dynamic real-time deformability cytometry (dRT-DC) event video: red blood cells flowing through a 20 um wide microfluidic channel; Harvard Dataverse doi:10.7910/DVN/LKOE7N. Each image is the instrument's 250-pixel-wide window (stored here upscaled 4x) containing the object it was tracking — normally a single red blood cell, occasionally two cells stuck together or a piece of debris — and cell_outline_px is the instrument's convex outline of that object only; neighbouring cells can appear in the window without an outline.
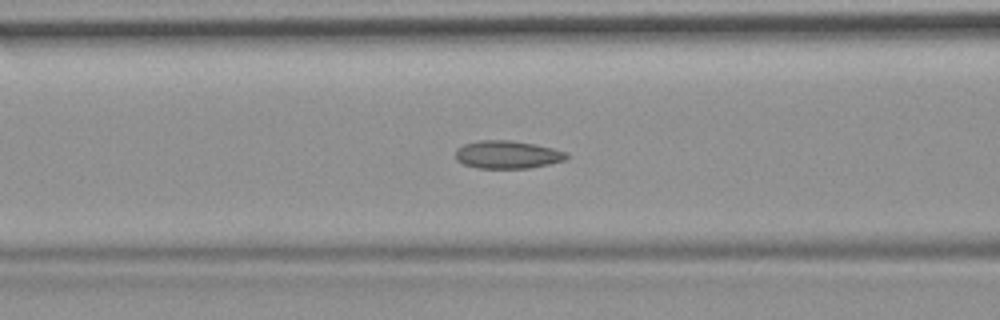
{"species": "common noctule bat (a hibernating species)", "species_latin": "Nyctalus noctula", "temperature_condition": "room temperature", "stored_images_in_passage": 54, "camera_frame_rate_fps": 3000, "um_per_image_px": 0.085, "animal": {"sex": "female", "body_mass_g": 19.9}, "frame": {"image": 1, "passage_image": 21, "time_ms": 6.667, "image_size_px": [1000, 320], "cell_outline_px": [[568, 160], [528, 168], [476, 168], [464, 164], [456, 160], [456, 148], [464, 144], [480, 140], [508, 140], [532, 144], [552, 148], [564, 152], [568, 156]], "centroid_in_image_um": [43.1, 13.15], "position_along_channel_um": 123.5, "area_um2": 17.92}}
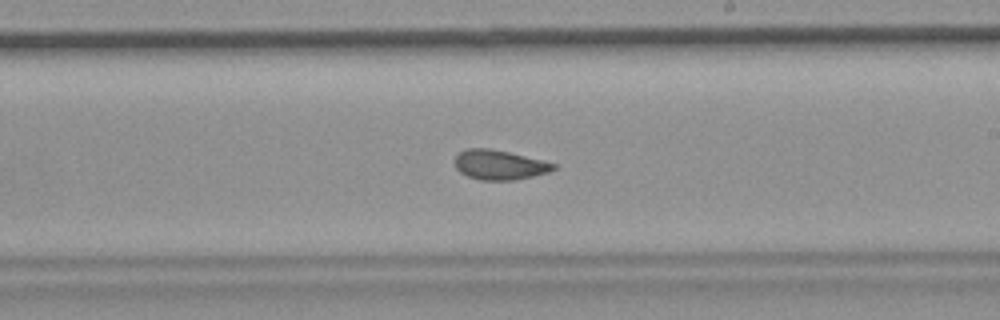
{"frame": {"image": 2, "passage_image": 31, "time_ms": 10.0, "image_size_px": [1000, 320], "cell_outline_px": [[556, 168], [548, 172], [516, 180], [480, 180], [468, 176], [460, 172], [456, 168], [456, 156], [460, 152], [468, 148], [488, 148], [508, 152], [556, 164]], "centroid_in_image_um": [42.44, 14.02], "position_along_channel_um": 246.6, "area_um2": 16.76}}
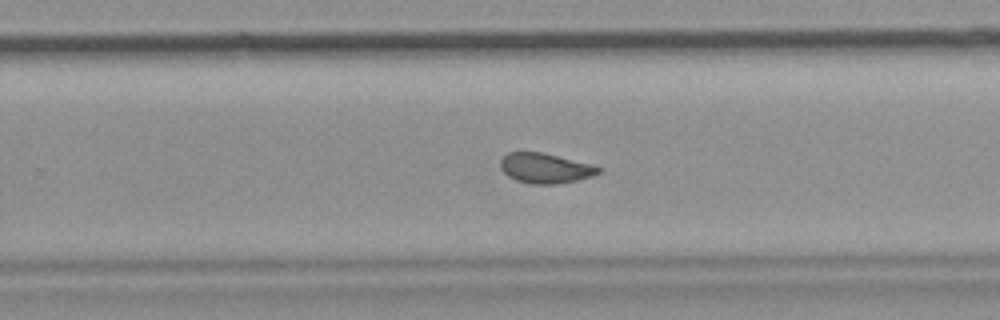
{"frame": {"image": 3, "passage_image": 34, "time_ms": 11.0, "image_size_px": [1000, 320], "cell_outline_px": [[600, 172], [592, 176], [576, 180], [556, 184], [532, 184], [516, 180], [508, 176], [500, 168], [500, 160], [508, 152], [544, 152], [592, 164], [600, 168]], "centroid_in_image_um": [46.33, 14.29], "position_along_channel_um": 283.5, "area_um2": 17.17}, "authors_computed_cell_mechanics": {"area_um2": 17.918, "velocity_mm_per_s": 3.7035, "shape_relaxation_time_tau1_ms": 6.9477, "shape_relaxation_time_tau2_ms": 1.4411, "deformation_change_tau1": 0.1416, "deformation_change_tau2": 0.0733}}